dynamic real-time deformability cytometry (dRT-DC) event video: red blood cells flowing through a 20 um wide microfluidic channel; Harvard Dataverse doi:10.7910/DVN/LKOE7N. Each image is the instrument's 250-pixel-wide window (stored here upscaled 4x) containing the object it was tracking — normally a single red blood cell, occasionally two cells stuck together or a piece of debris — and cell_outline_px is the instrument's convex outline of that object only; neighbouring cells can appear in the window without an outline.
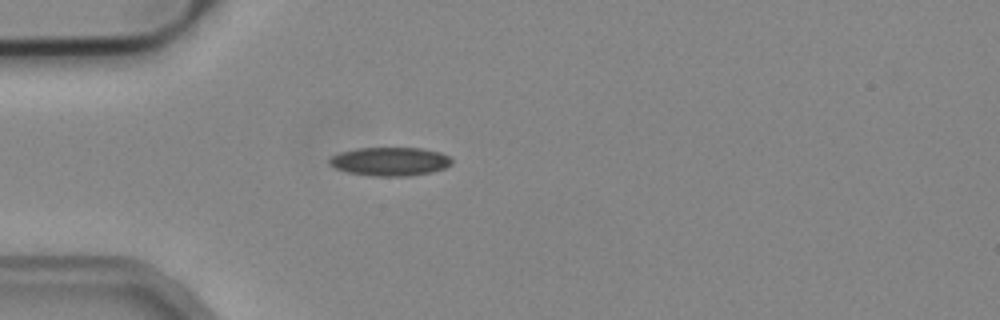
{"species": "common noctule bat (a hibernating species)", "species_latin": "Nyctalus noctula", "temperature_condition": "cold", "stored_images_in_passage": 1, "camera_frame_rate_fps": 3000, "um_per_image_px": 0.085, "animal": {"sex": "male", "body_mass_g": 19.2, "forearm_length_mm": 51.8}, "frame": {"image": 1, "passage_image": 1, "time_ms": 0.0, "image_size_px": [1000, 320], "cell_outline_px": [[452, 164], [444, 168], [432, 172], [408, 176], [372, 176], [348, 172], [336, 168], [328, 164], [328, 160], [332, 156], [340, 152], [356, 148], [420, 148], [440, 152], [448, 156], [452, 160]], "centroid_in_image_um": [33.14, 13.72], "position_along_channel_um": 51.9, "area_um2": 20.4}}